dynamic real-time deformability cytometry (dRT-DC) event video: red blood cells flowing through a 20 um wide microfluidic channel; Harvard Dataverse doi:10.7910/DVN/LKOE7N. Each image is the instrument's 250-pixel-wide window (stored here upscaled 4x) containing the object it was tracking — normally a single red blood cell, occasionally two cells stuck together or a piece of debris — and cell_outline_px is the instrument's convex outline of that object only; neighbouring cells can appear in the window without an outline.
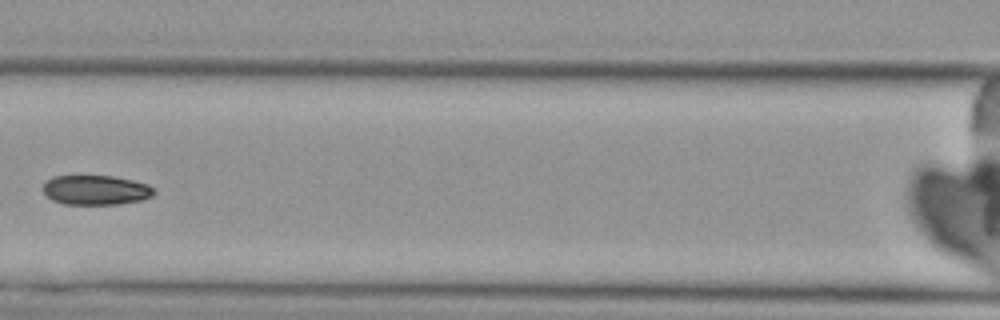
{"species": "Egyptian fruit bat (a non-hibernating species)", "species_latin": "Rousettus aegyptiacus", "temperature_condition": "cold", "stored_images_in_passage": 8, "camera_frame_rate_fps": 3000, "um_per_image_px": 0.085, "animal": {"sex": "female"}, "frame": {"image": 1, "passage_image": 7, "time_ms": 7.333, "image_size_px": [1000, 320], "cell_outline_px": [[156, 192], [152, 196], [140, 200], [116, 204], [64, 204], [52, 200], [44, 192], [44, 184], [52, 176], [112, 176], [132, 180], [148, 184]], "centroid_in_image_um": [8.15, 16.15], "position_along_channel_um": 158.5, "area_um2": 18.96}}
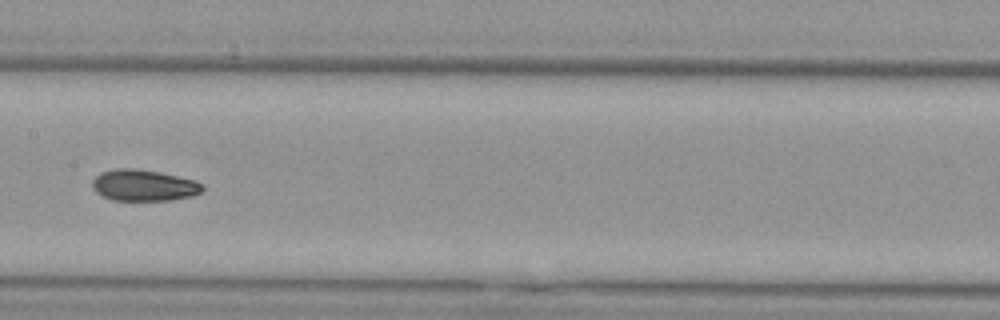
{"frame": {"image": 2, "passage_image": 8, "time_ms": 8.333, "image_size_px": [1000, 320], "cell_outline_px": [[204, 188], [200, 192], [192, 196], [172, 200], [112, 200], [96, 192], [92, 188], [92, 180], [100, 172], [116, 168], [136, 168], [160, 172], [196, 180], [204, 184]], "centroid_in_image_um": [12.23, 15.74], "position_along_channel_um": 195.2, "area_um2": 20.29}}